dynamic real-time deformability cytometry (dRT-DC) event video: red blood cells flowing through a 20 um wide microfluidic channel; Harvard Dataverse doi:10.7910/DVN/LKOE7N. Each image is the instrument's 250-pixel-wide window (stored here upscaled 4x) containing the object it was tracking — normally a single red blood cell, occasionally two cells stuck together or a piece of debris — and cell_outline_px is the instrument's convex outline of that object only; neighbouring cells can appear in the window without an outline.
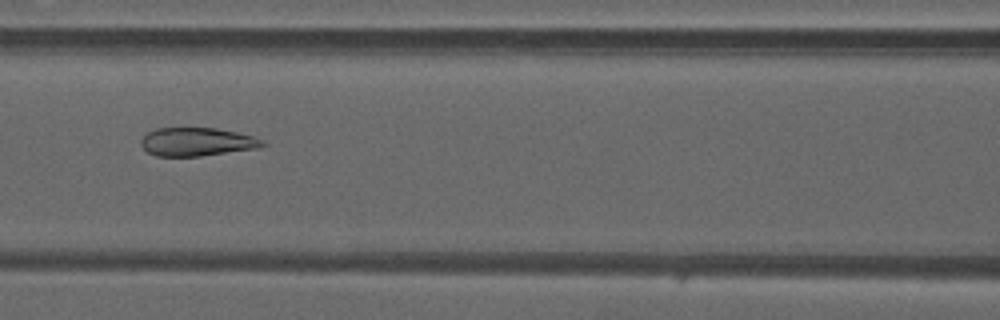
{"species": "common noctule bat (a hibernating species)", "species_latin": "Nyctalus noctula", "temperature_condition": "warm", "stored_images_in_passage": 35, "camera_frame_rate_fps": 3000, "um_per_image_px": 0.085, "animal": {"sex": "male", "forearm_length_mm": 52.5}, "frame": {"image": 1, "passage_image": 8, "time_ms": 2.333, "image_size_px": [1000, 320], "cell_outline_px": [[268, 144], [260, 148], [200, 156], [156, 156], [148, 152], [140, 144], [140, 140], [148, 132], [156, 128], [216, 128], [236, 132], [252, 136], [264, 140]], "centroid_in_image_um": [16.76, 12.06], "position_along_channel_um": 149.8, "area_um2": 20.17}}
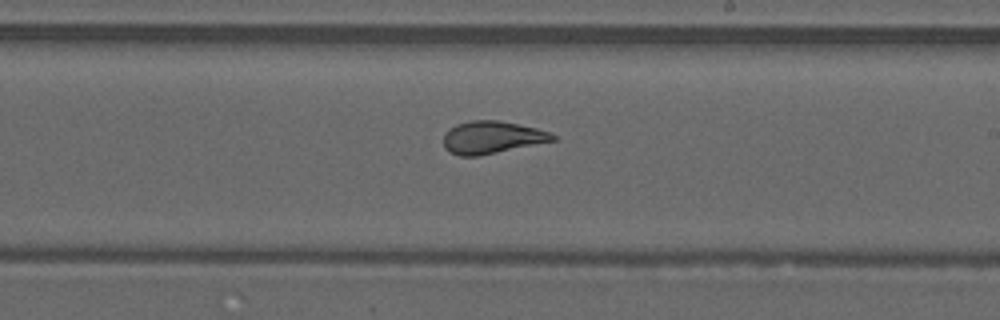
{"frame": {"image": 2, "passage_image": 15, "time_ms": 4.667, "image_size_px": [1000, 320], "cell_outline_px": [[556, 140], [480, 156], [460, 156], [448, 152], [444, 148], [444, 132], [448, 128], [456, 124], [472, 120], [496, 120], [536, 128], [548, 132], [556, 136]], "centroid_in_image_um": [41.76, 11.69], "position_along_channel_um": 247.2, "area_um2": 20.69}}
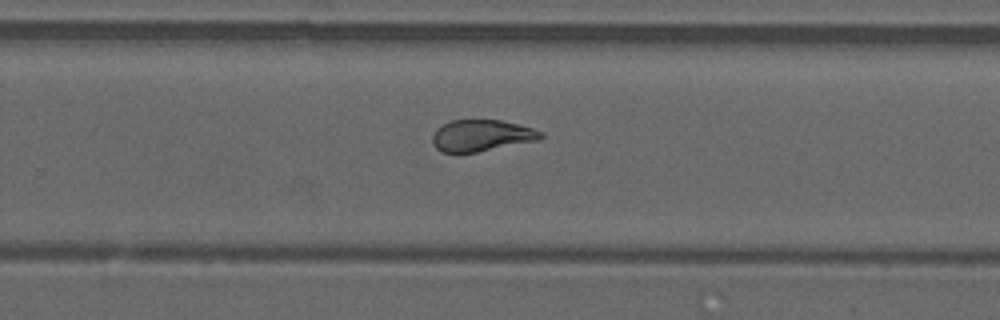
{"frame": {"image": 3, "passage_image": 18, "time_ms": 5.667, "image_size_px": [1000, 320], "cell_outline_px": [[544, 136], [540, 140], [476, 152], [440, 152], [436, 148], [432, 140], [432, 136], [436, 128], [452, 120], [500, 120], [532, 128], [544, 132]], "centroid_in_image_um": [40.94, 11.52], "position_along_channel_um": 288.9, "area_um2": 19.83}, "authors_computed_cell_mechanics": {"area_um2": 20.9814, "velocity_mm_per_s": 4.1946, "shape_relaxation_time_tau1_ms": null, "shape_relaxation_time_tau2_ms": 0.8069, "deformation_change_tau1": null, "deformation_change_tau2": 0.0569}}